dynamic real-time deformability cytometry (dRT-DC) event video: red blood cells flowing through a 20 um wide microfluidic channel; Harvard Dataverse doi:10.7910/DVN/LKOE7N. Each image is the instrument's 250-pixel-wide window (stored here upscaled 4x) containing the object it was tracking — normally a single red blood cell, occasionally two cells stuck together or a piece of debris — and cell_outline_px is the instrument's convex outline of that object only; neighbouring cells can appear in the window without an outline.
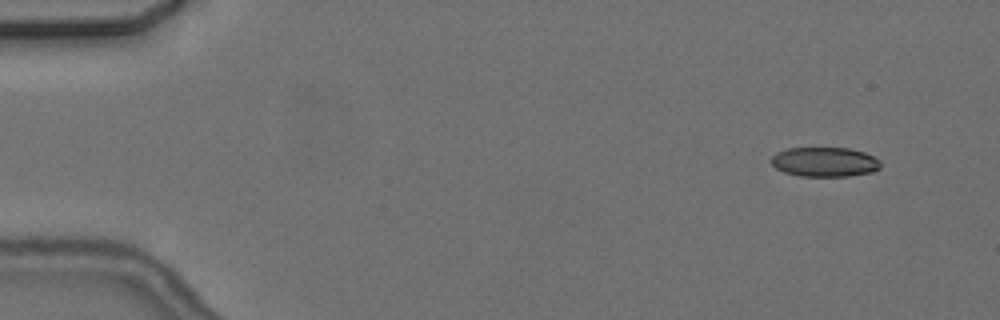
{"species": "common noctule bat (a hibernating species)", "species_latin": "Nyctalus noctula", "temperature_condition": "cold", "stored_images_in_passage": 8, "camera_frame_rate_fps": 3000, "um_per_image_px": 0.085, "animal": {"sex": "female", "body_mass_g": 24.6, "forearm_length_mm": 56.2}, "frame": {"image": 1, "passage_image": 2, "time_ms": 1.333, "image_size_px": [1000, 320], "cell_outline_px": [[880, 168], [872, 172], [848, 176], [800, 176], [784, 172], [776, 168], [772, 164], [772, 156], [776, 152], [788, 148], [848, 148], [864, 152], [880, 160]], "centroid_in_image_um": [70.1, 13.76], "position_along_channel_um": 14.9, "area_um2": 18.79}}
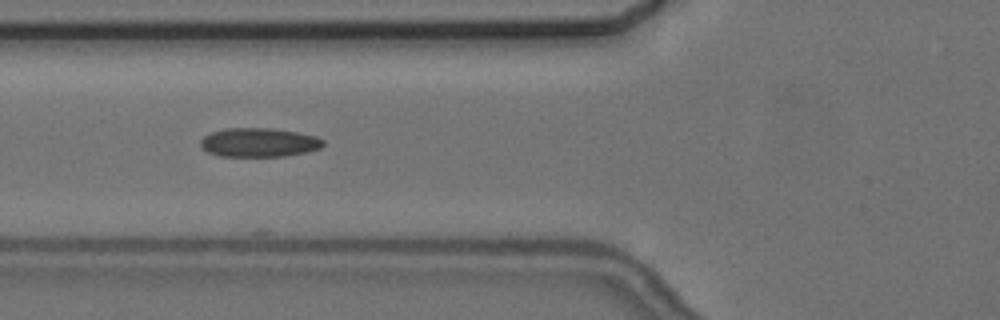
{"frame": {"image": 2, "passage_image": 7, "time_ms": 7.0, "image_size_px": [1000, 320], "cell_outline_px": [[324, 144], [320, 148], [308, 152], [284, 156], [220, 156], [208, 152], [200, 144], [200, 140], [204, 136], [212, 132], [224, 128], [272, 128], [296, 132], [316, 136], [324, 140]], "centroid_in_image_um": [22.02, 12.1], "position_along_channel_um": 103.8, "area_um2": 20.69}}
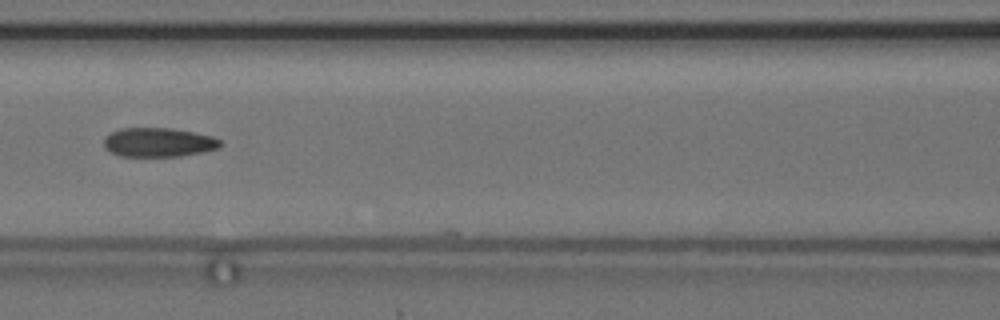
{"frame": {"image": 3, "passage_image": 8, "time_ms": 8.333, "image_size_px": [1000, 320], "cell_outline_px": [[220, 144], [216, 148], [200, 152], [180, 156], [120, 156], [104, 148], [104, 136], [120, 128], [172, 128], [212, 136], [220, 140]], "centroid_in_image_um": [13.41, 12.09], "position_along_channel_um": 153.2, "area_um2": 19.54}}